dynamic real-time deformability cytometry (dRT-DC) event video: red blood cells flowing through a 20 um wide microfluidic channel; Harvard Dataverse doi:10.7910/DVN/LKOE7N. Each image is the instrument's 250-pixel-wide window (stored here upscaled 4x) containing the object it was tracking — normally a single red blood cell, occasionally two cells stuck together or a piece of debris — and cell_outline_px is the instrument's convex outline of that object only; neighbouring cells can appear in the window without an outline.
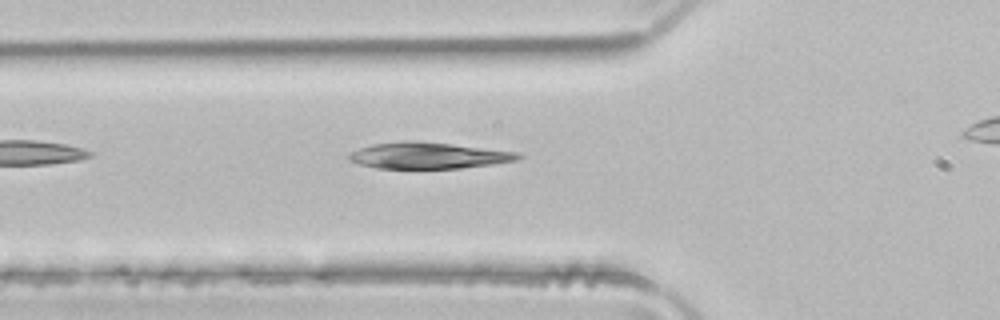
{"species": "common noctule bat (a hibernating species)", "species_latin": "Nyctalus noctula", "temperature_condition": "room temperature", "stored_images_in_passage": 30, "camera_frame_rate_fps": 3000, "um_per_image_px": 0.085, "animal": {"sex": "male", "body_mass_g": 21.5, "forearm_length_mm": 52.0}, "frame": {"image": 1, "passage_image": 3, "time_ms": 0.667, "image_size_px": [1000, 320], "cell_outline_px": [[524, 156], [516, 160], [492, 164], [460, 168], [376, 168], [360, 164], [348, 160], [348, 152], [372, 144], [400, 140], [416, 140], [452, 144], [520, 152]], "centroid_in_image_um": [36.38, 13.2], "position_along_channel_um": 89.4, "area_um2": 26.13}}
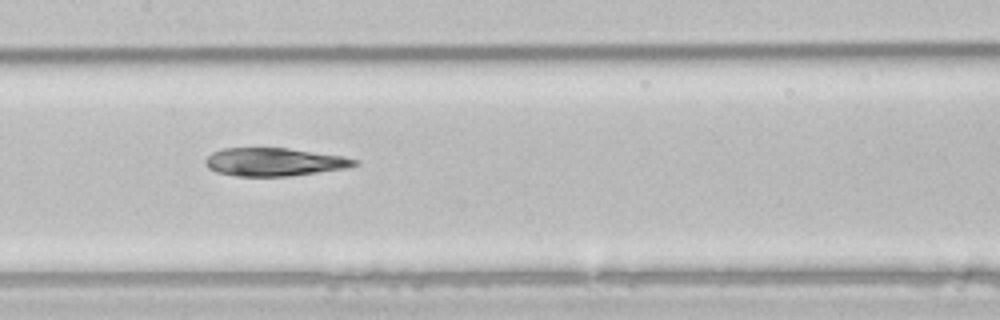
{"frame": {"image": 2, "passage_image": 10, "time_ms": 3.0, "image_size_px": [1000, 320], "cell_outline_px": [[360, 164], [348, 168], [288, 176], [236, 176], [216, 172], [208, 168], [204, 164], [204, 160], [212, 152], [224, 148], [288, 148], [344, 156], [360, 160]], "centroid_in_image_um": [23.33, 13.76], "position_along_channel_um": 184.1, "area_um2": 24.62}}
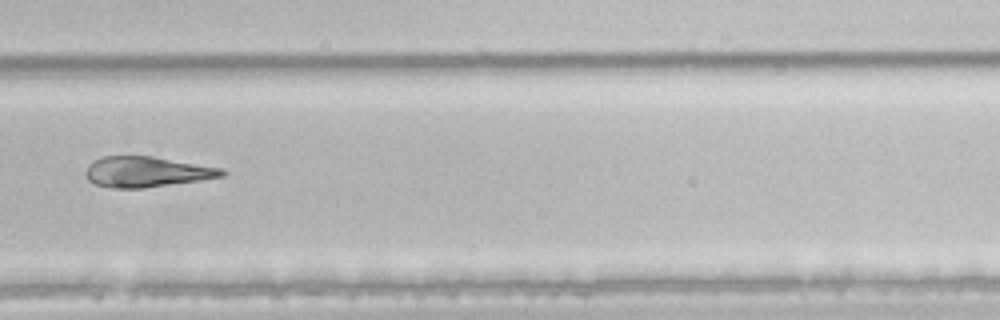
{"frame": {"image": 3, "passage_image": 20, "time_ms": 6.333, "image_size_px": [1000, 320], "cell_outline_px": [[228, 172], [224, 176], [200, 180], [144, 188], [112, 188], [96, 184], [88, 180], [84, 172], [88, 164], [104, 156], [152, 156], [220, 168]], "centroid_in_image_um": [12.44, 14.61], "position_along_channel_um": 317.4, "area_um2": 24.04}, "authors_computed_cell_mechanics": {"area_um2": 25.0274, "velocity_mm_per_s": 4.0219, "shape_relaxation_time_tau1_ms": 8.7951, "shape_relaxation_time_tau2_ms": null, "deformation_change_tau1": 0.1859, "deformation_change_tau2": null}}